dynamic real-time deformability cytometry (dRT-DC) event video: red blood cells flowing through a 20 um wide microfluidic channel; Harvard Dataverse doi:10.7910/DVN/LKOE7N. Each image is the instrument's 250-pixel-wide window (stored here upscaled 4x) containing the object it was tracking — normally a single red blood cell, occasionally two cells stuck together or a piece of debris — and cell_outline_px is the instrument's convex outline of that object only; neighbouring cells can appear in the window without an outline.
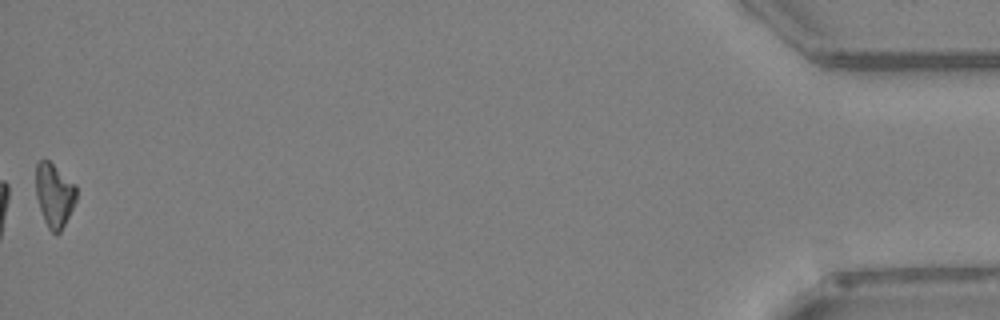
{"species": "Egyptian fruit bat (a non-hibernating species)", "species_latin": "Rousettus aegyptiacus", "temperature_condition": "warm", "stored_images_in_passage": 40, "camera_frame_rate_fps": 3000, "um_per_image_px": 0.085, "animal": {"sex": "female"}, "frame": {"image": 1, "passage_image": 40, "time_ms": 13.0, "image_size_px": [1000, 320], "cell_outline_px": [[76, 200], [60, 232], [56, 236], [48, 228], [44, 220], [36, 196], [36, 164], [40, 160], [48, 160], [76, 184]], "centroid_in_image_um": [4.61, 16.58], "position_along_channel_um": 430.6, "area_um2": 14.91}}